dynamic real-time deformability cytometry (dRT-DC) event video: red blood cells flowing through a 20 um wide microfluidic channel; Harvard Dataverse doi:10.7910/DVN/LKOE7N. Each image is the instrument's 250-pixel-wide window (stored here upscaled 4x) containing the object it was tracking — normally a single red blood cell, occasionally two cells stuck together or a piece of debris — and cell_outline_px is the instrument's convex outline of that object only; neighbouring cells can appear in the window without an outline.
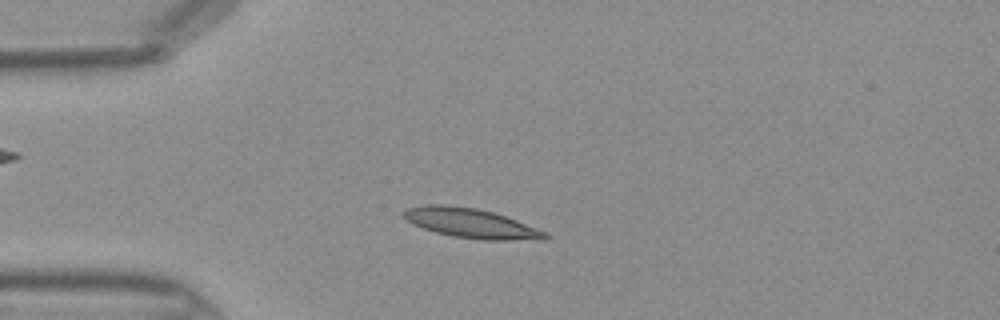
{"species": "Egyptian fruit bat (a non-hibernating species)", "species_latin": "Rousettus aegyptiacus", "temperature_condition": "warm", "stored_images_in_passage": 41, "camera_frame_rate_fps": 3000, "um_per_image_px": 0.085, "frame": {"image": 1, "passage_image": 8, "time_ms": 2.333, "image_size_px": [1000, 320], "cell_outline_px": [[552, 236], [548, 240], [480, 240], [452, 236], [436, 232], [412, 224], [400, 212], [408, 208], [424, 204], [444, 204], [476, 208], [492, 212], [516, 220], [548, 232]], "centroid_in_image_um": [40.08, 18.98], "position_along_channel_um": 44.9, "area_um2": 24.62}}
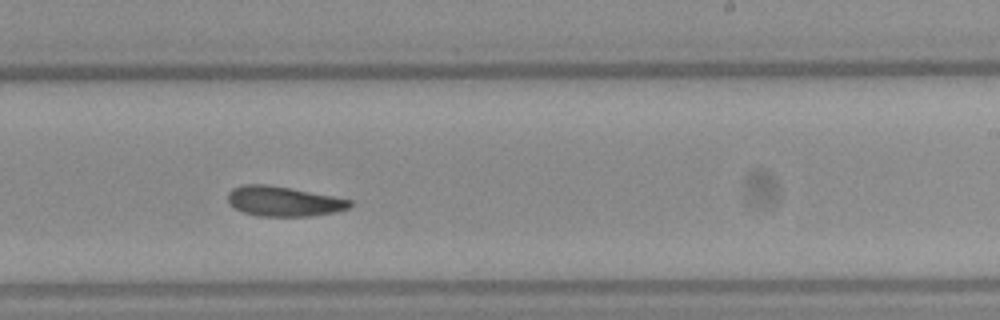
{"frame": {"image": 2, "passage_image": 24, "time_ms": 7.667, "image_size_px": [1000, 320], "cell_outline_px": [[352, 204], [348, 208], [336, 212], [308, 216], [260, 216], [244, 212], [228, 204], [228, 192], [232, 188], [244, 184], [268, 184], [332, 196], [352, 200]], "centroid_in_image_um": [24.08, 17.11], "position_along_channel_um": 264.9, "area_um2": 21.15}}
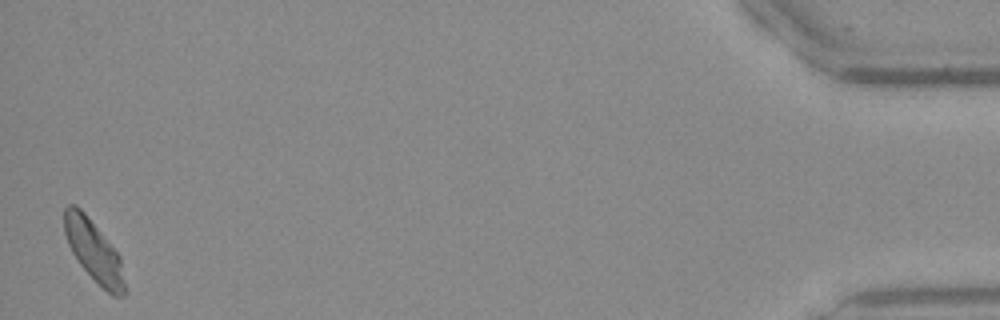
{"frame": {"image": 3, "passage_image": 41, "time_ms": 13.333, "image_size_px": [1000, 320], "cell_outline_px": [[128, 292], [124, 296], [112, 296], [80, 264], [72, 252], [68, 244], [64, 232], [64, 208], [68, 204], [76, 204], [84, 212], [120, 256]], "centroid_in_image_um": [7.99, 21.34], "position_along_channel_um": 427.2, "area_um2": 21.39}}